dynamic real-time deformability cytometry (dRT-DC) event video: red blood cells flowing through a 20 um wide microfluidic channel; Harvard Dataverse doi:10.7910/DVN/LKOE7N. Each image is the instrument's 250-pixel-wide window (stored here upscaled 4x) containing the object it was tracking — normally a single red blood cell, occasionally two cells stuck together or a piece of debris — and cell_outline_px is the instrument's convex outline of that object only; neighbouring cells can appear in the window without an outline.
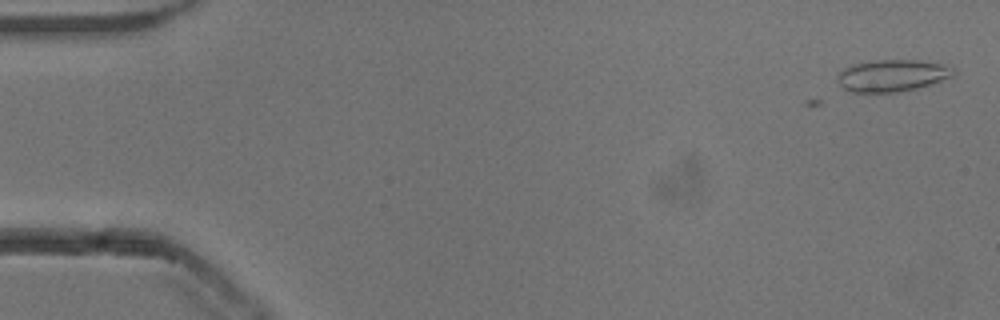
{"species": "common noctule bat (a hibernating species)", "species_latin": "Nyctalus noctula", "temperature_condition": "cold", "stored_images_in_passage": 4, "camera_frame_rate_fps": 3000, "um_per_image_px": 0.085, "animal": {"sex": "male", "body_mass_g": 13.3}, "frame": {"image": 1, "passage_image": 1, "time_ms": 0.0, "image_size_px": [1000, 320], "cell_outline_px": [[956, 72], [952, 76], [916, 88], [896, 92], [852, 92], [844, 88], [840, 84], [836, 76], [844, 68], [856, 64], [880, 60], [920, 60], [940, 64], [952, 68]], "centroid_in_image_um": [75.81, 6.42], "position_along_channel_um": 9.2, "area_um2": 21.04}}